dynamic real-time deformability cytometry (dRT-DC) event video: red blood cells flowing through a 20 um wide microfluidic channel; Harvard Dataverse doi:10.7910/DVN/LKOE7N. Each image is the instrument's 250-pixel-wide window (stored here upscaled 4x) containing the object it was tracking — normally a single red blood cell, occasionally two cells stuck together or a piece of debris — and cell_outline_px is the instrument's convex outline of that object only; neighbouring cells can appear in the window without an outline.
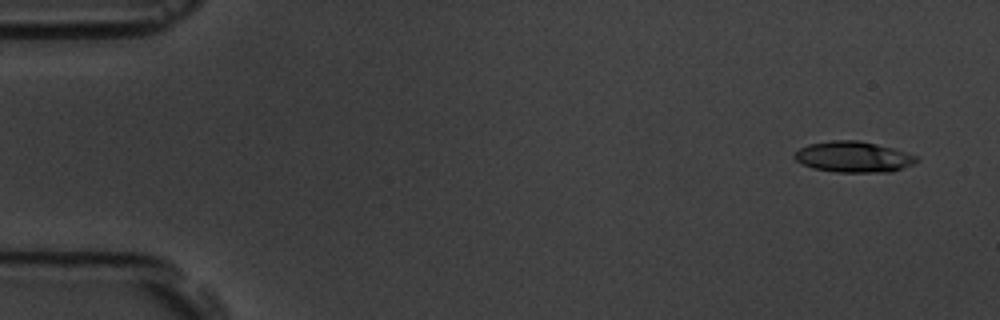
{"species": "common noctule bat (a hibernating species)", "species_latin": "Nyctalus noctula", "temperature_condition": "room temperature", "stored_images_in_passage": 4, "camera_frame_rate_fps": 3000, "um_per_image_px": 0.085, "animal": {"sex": "male", "body_mass_g": 19.5, "forearm_length_mm": 54.6}, "frame": {"image": 1, "passage_image": 1, "time_ms": 0.0, "image_size_px": [1000, 320], "cell_outline_px": [[920, 160], [912, 164], [892, 172], [836, 172], [812, 168], [796, 160], [792, 156], [800, 148], [808, 144], [832, 140], [860, 140], [892, 148], [916, 156]], "centroid_in_image_um": [72.52, 13.33], "position_along_channel_um": 12.5, "area_um2": 21.85}}
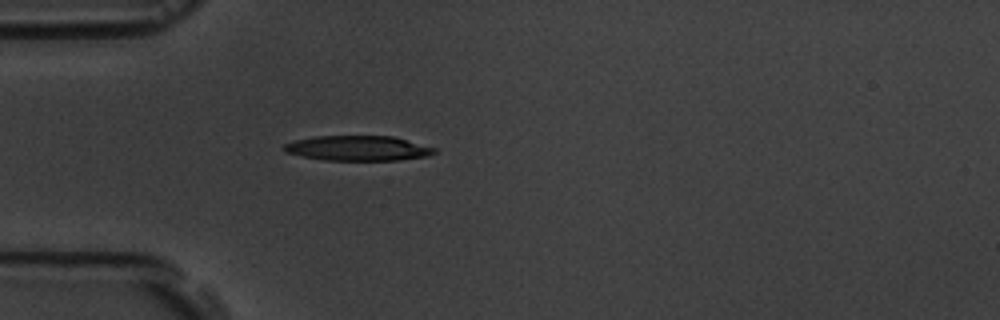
{"frame": {"image": 2, "passage_image": 4, "time_ms": 4.333, "image_size_px": [1000, 320], "cell_outline_px": [[436, 152], [428, 156], [400, 160], [324, 160], [300, 156], [284, 152], [284, 144], [296, 140], [312, 136], [392, 136], [436, 148]], "centroid_in_image_um": [30.41, 12.6], "position_along_channel_um": 54.6, "area_um2": 21.91}}